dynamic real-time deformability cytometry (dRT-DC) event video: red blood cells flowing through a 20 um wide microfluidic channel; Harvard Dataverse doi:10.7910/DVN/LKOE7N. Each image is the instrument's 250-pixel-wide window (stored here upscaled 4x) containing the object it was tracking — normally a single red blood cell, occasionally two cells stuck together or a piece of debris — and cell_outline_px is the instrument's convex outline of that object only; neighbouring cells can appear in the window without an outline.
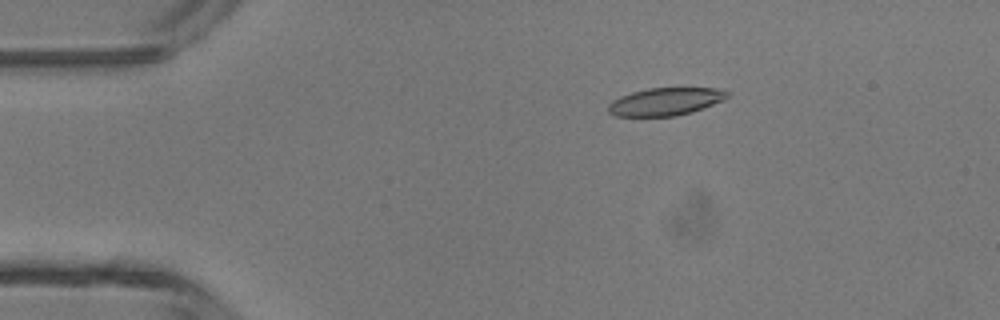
{"species": "common noctule bat (a hibernating species)", "species_latin": "Nyctalus noctula", "temperature_condition": "room temperature", "stored_images_in_passage": 48, "camera_frame_rate_fps": 3000, "um_per_image_px": 0.085, "animal": {"sex": "male", "body_mass_g": 13.3}, "frame": {"image": 1, "passage_image": 9, "time_ms": 2.667, "image_size_px": [1000, 320], "cell_outline_px": [[732, 92], [724, 100], [692, 112], [676, 116], [616, 116], [608, 112], [608, 104], [612, 100], [620, 96], [632, 92], [648, 88], [716, 88]], "centroid_in_image_um": [56.57, 8.63], "position_along_channel_um": 28.4, "area_um2": 19.31}}
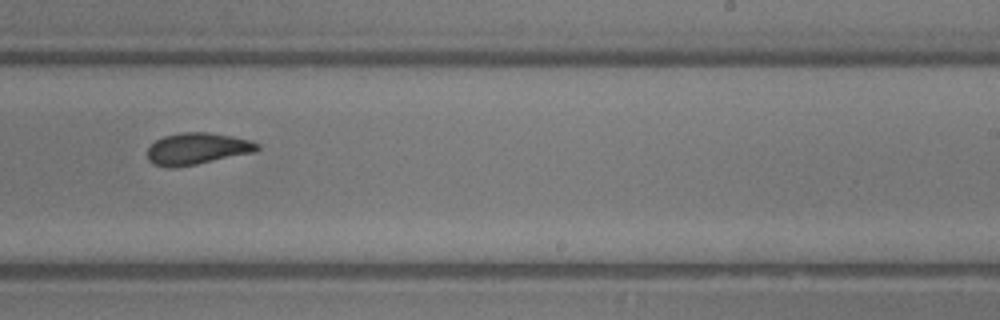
{"frame": {"image": 2, "passage_image": 30, "time_ms": 9.667, "image_size_px": [1000, 320], "cell_outline_px": [[260, 148], [252, 152], [196, 164], [176, 168], [168, 168], [152, 164], [148, 160], [148, 148], [156, 140], [164, 136], [180, 132], [208, 132], [232, 136], [248, 140], [260, 144]], "centroid_in_image_um": [16.71, 12.64], "position_along_channel_um": 272.3, "area_um2": 20.17}}
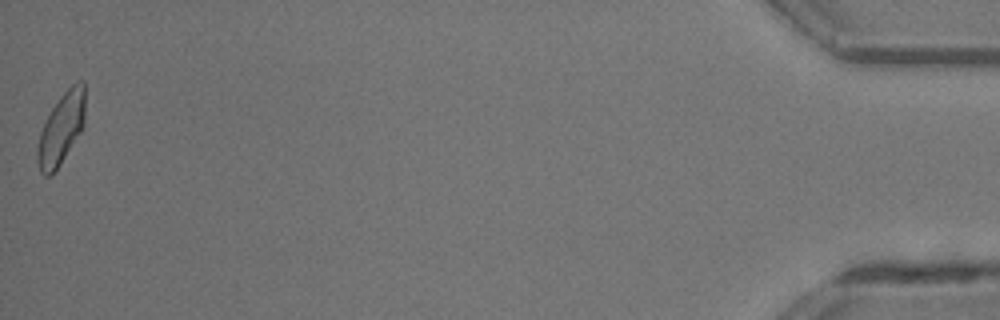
{"frame": {"image": 3, "passage_image": 48, "time_ms": 15.667, "image_size_px": [1000, 320], "cell_outline_px": [[84, 128], [52, 176], [44, 176], [40, 172], [36, 160], [36, 152], [40, 132], [52, 108], [60, 96], [76, 80], [84, 80]], "centroid_in_image_um": [5.2, 10.96], "position_along_channel_um": 430.0, "area_um2": 19.94}, "authors_computed_cell_mechanics": {"area_um2": 20.23, "velocity_mm_per_s": 4.3247, "shape_relaxation_time_tau1_ms": 3.4258, "shape_relaxation_time_tau2_ms": 2.1878, "deformation_change_tau1": 0.1543, "deformation_change_tau2": 0.0975}}